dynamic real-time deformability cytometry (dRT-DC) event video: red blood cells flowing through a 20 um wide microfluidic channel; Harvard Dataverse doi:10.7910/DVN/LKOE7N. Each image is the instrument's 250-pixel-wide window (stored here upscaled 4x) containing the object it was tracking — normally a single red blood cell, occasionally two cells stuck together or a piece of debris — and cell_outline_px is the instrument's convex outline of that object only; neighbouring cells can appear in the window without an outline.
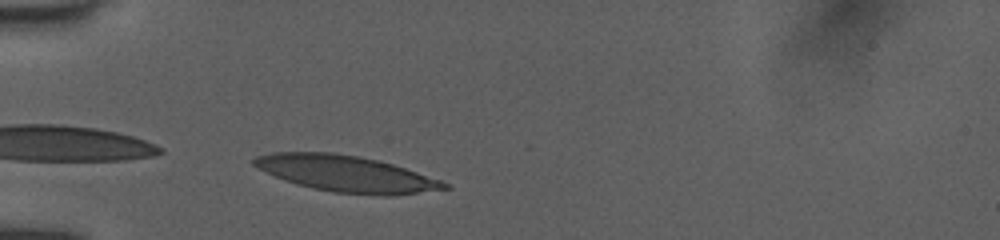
{"species": "human", "species_latin": "Homo sapiens", "temperature_condition": "room temperature", "stored_images_in_passage": 30, "camera_frame_rate_fps": 3000, "um_per_image_px": 0.085, "donor": {"sex": "female"}, "frame": {"image": 1, "passage_image": 1, "time_ms": 0.0, "image_size_px": [1000, 240], "cell_outline_px": [[452, 188], [388, 196], [380, 196], [332, 192], [312, 188], [296, 184], [284, 180], [252, 164], [252, 160], [256, 156], [272, 152], [332, 152], [356, 156], [376, 160], [392, 164], [452, 184]], "centroid_in_image_um": [29.43, 14.77], "position_along_channel_um": 55.6, "area_um2": 39.94}}
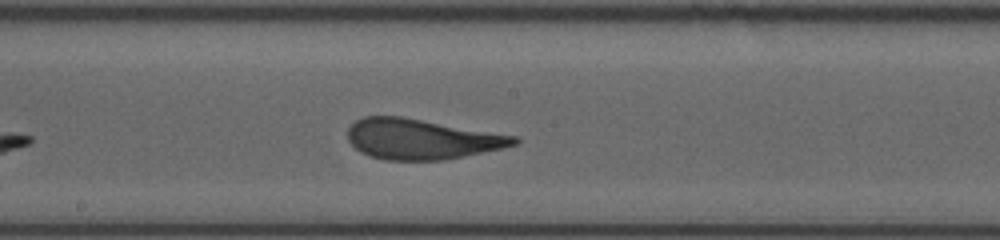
{"frame": {"image": 2, "passage_image": 14, "time_ms": 4.333, "image_size_px": [1000, 240], "cell_outline_px": [[520, 140], [516, 144], [504, 148], [444, 160], [384, 160], [368, 156], [360, 152], [348, 140], [348, 128], [356, 120], [364, 116], [400, 116], [520, 136]], "centroid_in_image_um": [35.85, 11.82], "position_along_channel_um": 212.4, "area_um2": 39.3}}
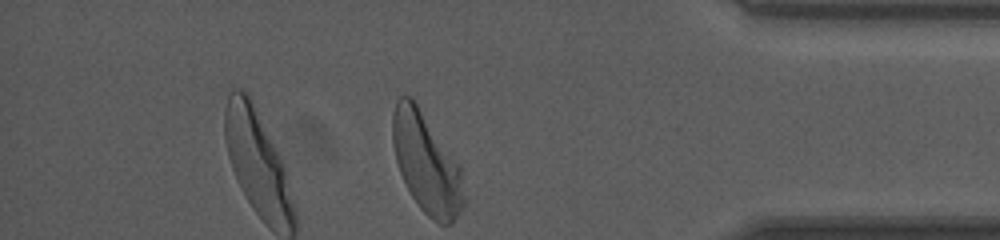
{"frame": {"image": 3, "passage_image": 30, "time_ms": 9.667, "image_size_px": [1000, 240], "cell_outline_px": [[464, 204], [460, 212], [452, 224], [440, 224], [432, 220], [420, 208], [412, 196], [400, 172], [396, 160], [392, 144], [392, 116], [396, 100], [400, 96], [412, 96], [460, 164], [464, 196]], "centroid_in_image_um": [36.24, 13.85], "position_along_channel_um": 399.0, "area_um2": 41.67}, "authors_computed_cell_mechanics": {"area_um2": 39.4774, "velocity_mm_per_s": 3.9438, "shape_relaxation_time_tau1_ms": 3.8795, "shape_relaxation_time_tau2_ms": 0.8191, "deformation_change_tau1": 0.2113, "deformation_change_tau2": 0.0765}}